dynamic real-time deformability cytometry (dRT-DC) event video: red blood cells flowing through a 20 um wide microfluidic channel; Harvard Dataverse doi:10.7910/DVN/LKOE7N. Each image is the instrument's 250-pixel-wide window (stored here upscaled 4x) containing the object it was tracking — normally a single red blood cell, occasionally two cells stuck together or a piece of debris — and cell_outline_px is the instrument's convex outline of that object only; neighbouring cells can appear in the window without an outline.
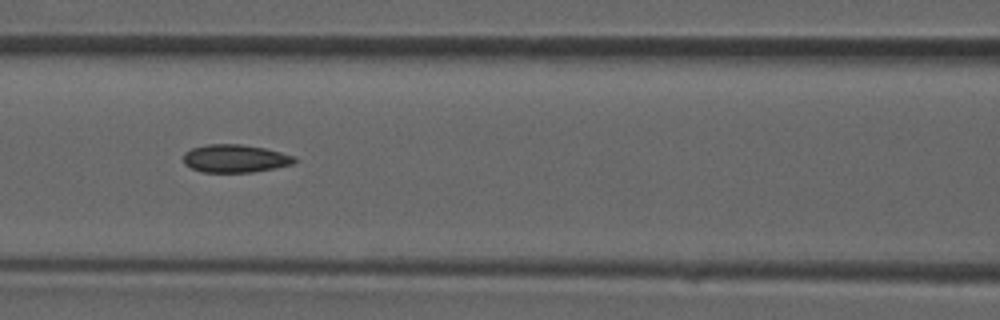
{"species": "common noctule bat (a hibernating species)", "species_latin": "Nyctalus noctula", "temperature_condition": "room temperature", "stored_images_in_passage": 41, "camera_frame_rate_fps": 3000, "um_per_image_px": 0.085, "animal": {"sex": "male", "forearm_length_mm": 52.5}, "frame": {"image": 1, "passage_image": 18, "time_ms": 5.667, "image_size_px": [1000, 320], "cell_outline_px": [[296, 160], [292, 164], [276, 168], [252, 172], [200, 172], [184, 164], [184, 152], [192, 148], [208, 144], [240, 144], [264, 148], [296, 156]], "centroid_in_image_um": [19.98, 13.47], "position_along_channel_um": 146.6, "area_um2": 18.09}}